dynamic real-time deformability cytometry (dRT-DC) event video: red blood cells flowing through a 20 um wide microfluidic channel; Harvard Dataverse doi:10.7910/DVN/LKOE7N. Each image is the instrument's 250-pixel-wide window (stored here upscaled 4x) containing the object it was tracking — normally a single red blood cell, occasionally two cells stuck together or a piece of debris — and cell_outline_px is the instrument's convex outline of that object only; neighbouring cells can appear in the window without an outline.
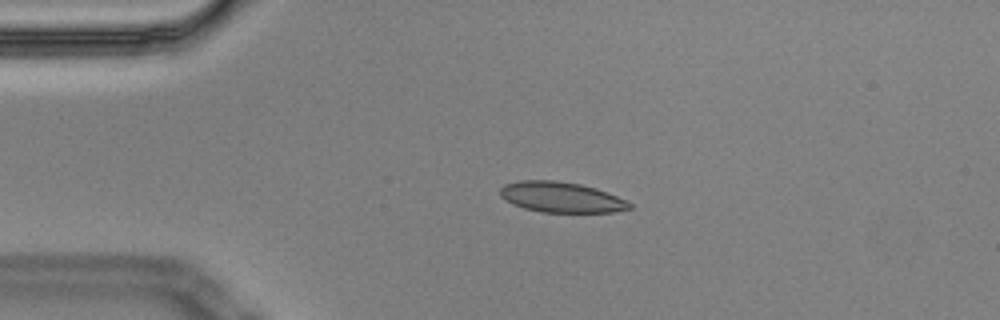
{"species": "Egyptian fruit bat (a non-hibernating species)", "species_latin": "Rousettus aegyptiacus", "temperature_condition": "cold", "stored_images_in_passage": 5, "camera_frame_rate_fps": 3000, "um_per_image_px": 0.085, "animal": {"sex": "male"}, "frame": {"image": 1, "passage_image": 4, "time_ms": 1.0, "image_size_px": [1000, 320], "cell_outline_px": [[632, 208], [612, 212], [540, 212], [524, 208], [512, 204], [500, 196], [500, 188], [504, 184], [520, 180], [556, 180], [580, 184], [596, 188], [616, 196], [632, 204]], "centroid_in_image_um": [47.66, 16.76], "position_along_channel_um": 37.3, "area_um2": 22.95}}